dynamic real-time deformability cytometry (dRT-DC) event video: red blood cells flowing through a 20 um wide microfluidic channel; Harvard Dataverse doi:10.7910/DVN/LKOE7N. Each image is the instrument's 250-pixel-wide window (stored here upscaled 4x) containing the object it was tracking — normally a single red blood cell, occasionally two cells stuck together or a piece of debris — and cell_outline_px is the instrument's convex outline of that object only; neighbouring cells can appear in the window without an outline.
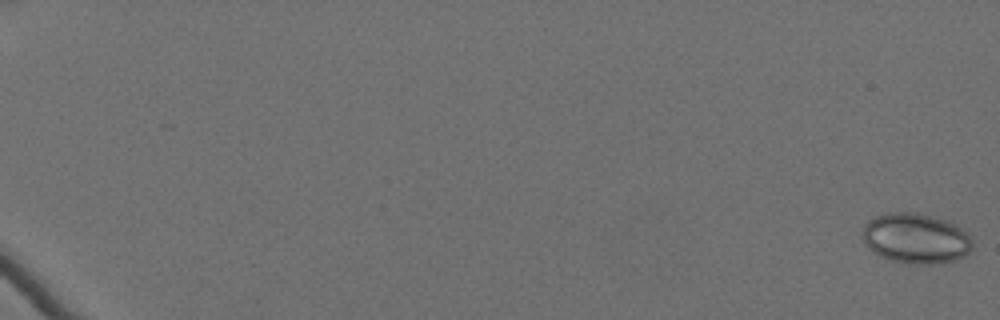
{"species": "Egyptian fruit bat (a non-hibernating species)", "species_latin": "Rousettus aegyptiacus", "temperature_condition": "cold", "stored_images_in_passage": 16, "camera_frame_rate_fps": 3000, "um_per_image_px": 0.085, "animal": {"sex": "female"}, "frame": {"image": 1, "passage_image": 1, "time_ms": 0.0, "image_size_px": [1000, 320], "cell_outline_px": [[972, 248], [964, 256], [956, 260], [932, 264], [916, 264], [892, 260], [880, 256], [872, 252], [864, 244], [860, 232], [864, 224], [872, 216], [888, 212], [916, 212], [944, 220], [960, 228], [972, 240]], "centroid_in_image_um": [77.76, 20.26], "position_along_channel_um": 7.2, "area_um2": 32.31}}